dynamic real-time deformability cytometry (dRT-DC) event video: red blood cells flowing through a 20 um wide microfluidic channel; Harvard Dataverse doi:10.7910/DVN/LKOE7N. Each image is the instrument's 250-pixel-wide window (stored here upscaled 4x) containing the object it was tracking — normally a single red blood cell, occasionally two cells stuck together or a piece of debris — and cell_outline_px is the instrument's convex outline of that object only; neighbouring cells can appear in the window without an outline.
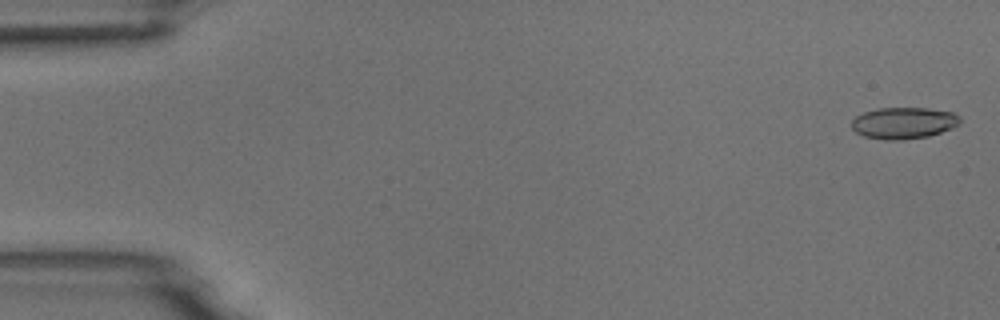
{"species": "common noctule bat (a hibernating species)", "species_latin": "Nyctalus noctula", "temperature_condition": "room temperature", "stored_images_in_passage": 5, "camera_frame_rate_fps": 3000, "um_per_image_px": 0.085, "animal": {"sex": "male", "body_mass_g": 18.8}, "frame": {"image": 1, "passage_image": 1, "time_ms": 0.0, "image_size_px": [1000, 320], "cell_outline_px": [[960, 124], [952, 128], [928, 136], [904, 140], [884, 140], [864, 136], [856, 132], [852, 128], [852, 120], [856, 116], [864, 112], [880, 108], [928, 108], [952, 112], [960, 116]], "centroid_in_image_um": [76.82, 10.46], "position_along_channel_um": 8.2, "area_um2": 19.94}}
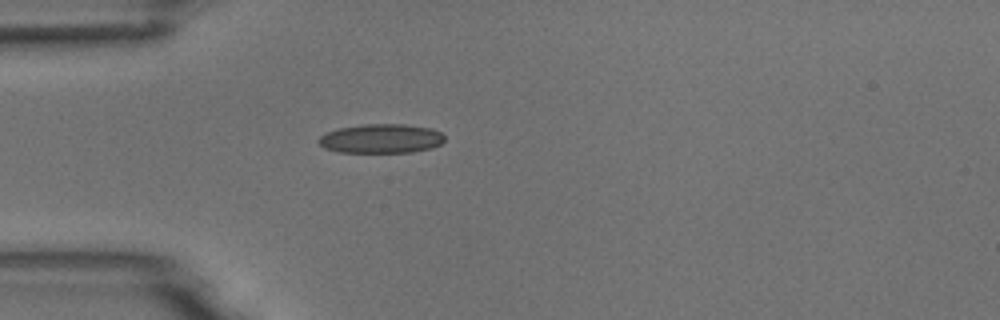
{"frame": {"image": 2, "passage_image": 5, "time_ms": 1.333, "image_size_px": [1000, 320], "cell_outline_px": [[444, 140], [440, 144], [432, 148], [412, 152], [340, 152], [324, 148], [316, 140], [320, 136], [328, 132], [340, 128], [364, 124], [404, 124], [432, 128], [440, 132], [444, 136]], "centroid_in_image_um": [32.41, 11.78], "position_along_channel_um": 52.6, "area_um2": 21.39}}